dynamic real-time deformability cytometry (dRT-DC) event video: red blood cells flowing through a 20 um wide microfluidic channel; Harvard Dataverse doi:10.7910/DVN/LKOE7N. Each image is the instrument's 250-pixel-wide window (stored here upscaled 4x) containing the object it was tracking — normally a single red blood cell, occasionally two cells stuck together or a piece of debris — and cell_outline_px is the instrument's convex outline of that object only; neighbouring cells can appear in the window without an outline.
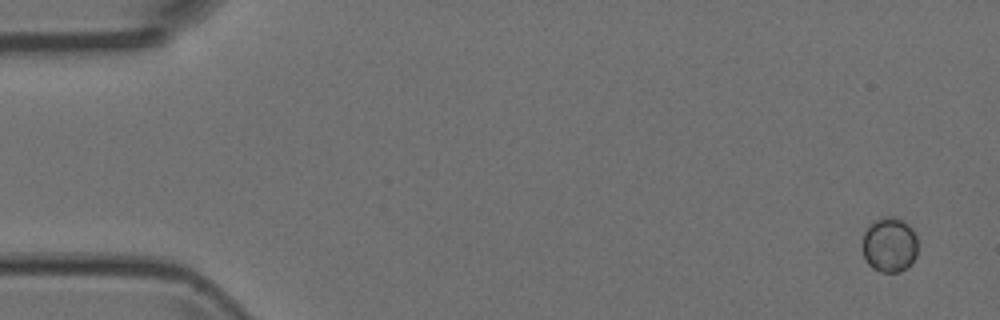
{"species": "Egyptian fruit bat (a non-hibernating species)", "species_latin": "Rousettus aegyptiacus", "temperature_condition": "room temperature", "stored_images_in_passage": 2, "camera_frame_rate_fps": 3000, "um_per_image_px": 0.085, "animal": {"sex": "female"}, "frame": {"image": 1, "passage_image": 2, "time_ms": 0.333, "image_size_px": [1000, 320], "cell_outline_px": [[916, 256], [900, 272], [880, 272], [872, 268], [868, 264], [864, 256], [860, 244], [864, 232], [876, 220], [888, 216], [896, 216], [908, 224], [912, 228], [916, 236]], "centroid_in_image_um": [75.57, 20.8], "position_along_channel_um": 9.4, "area_um2": 17.69}}